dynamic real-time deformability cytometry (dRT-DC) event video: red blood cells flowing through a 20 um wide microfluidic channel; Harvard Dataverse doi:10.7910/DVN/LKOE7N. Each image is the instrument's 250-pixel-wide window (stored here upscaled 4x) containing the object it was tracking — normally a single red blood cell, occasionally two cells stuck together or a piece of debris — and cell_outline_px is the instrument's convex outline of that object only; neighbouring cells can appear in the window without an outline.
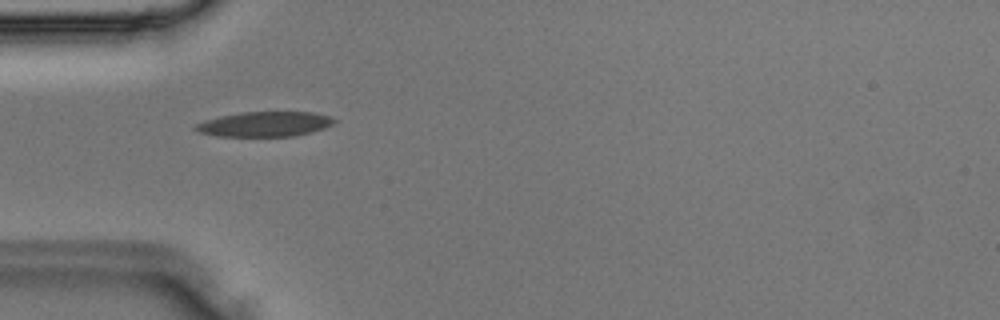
{"species": "Egyptian fruit bat (a non-hibernating species)", "species_latin": "Rousettus aegyptiacus", "temperature_condition": "room temperature", "stored_images_in_passage": 4, "camera_frame_rate_fps": 3000, "um_per_image_px": 0.085, "animal": {"sex": "male"}, "frame": {"image": 1, "passage_image": 4, "time_ms": 1.0, "image_size_px": [1000, 320], "cell_outline_px": [[336, 120], [332, 124], [324, 128], [312, 132], [292, 136], [216, 136], [200, 132], [192, 128], [196, 124], [204, 120], [220, 116], [240, 112], [312, 112], [332, 116]], "centroid_in_image_um": [22.5, 10.54], "position_along_channel_um": 62.5, "area_um2": 20.17}}